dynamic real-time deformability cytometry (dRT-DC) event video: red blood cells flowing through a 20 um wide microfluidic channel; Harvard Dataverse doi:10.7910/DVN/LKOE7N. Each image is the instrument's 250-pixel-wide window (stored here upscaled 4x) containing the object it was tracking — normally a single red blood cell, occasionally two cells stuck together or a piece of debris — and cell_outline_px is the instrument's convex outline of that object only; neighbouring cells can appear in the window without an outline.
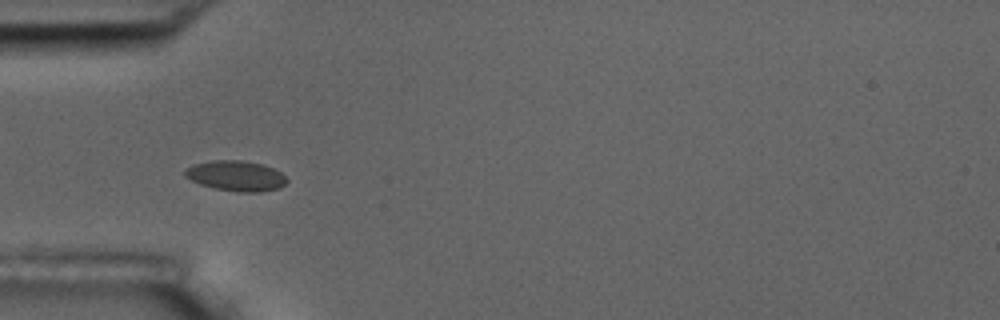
{"species": "common noctule bat (a hibernating species)", "species_latin": "Nyctalus noctula", "temperature_condition": "room temperature", "stored_images_in_passage": 7, "camera_frame_rate_fps": 3000, "um_per_image_px": 0.085, "animal": {"sex": "male", "body_mass_g": 17.5, "forearm_length_mm": 52.3}, "frame": {"image": 1, "passage_image": 6, "time_ms": 6.0, "image_size_px": [1000, 320], "cell_outline_px": [[288, 180], [280, 188], [260, 192], [240, 192], [216, 188], [200, 184], [184, 176], [184, 168], [192, 164], [212, 160], [240, 160], [264, 164], [280, 172]], "centroid_in_image_um": [20.03, 14.93], "position_along_channel_um": 65.0, "area_um2": 18.03}}